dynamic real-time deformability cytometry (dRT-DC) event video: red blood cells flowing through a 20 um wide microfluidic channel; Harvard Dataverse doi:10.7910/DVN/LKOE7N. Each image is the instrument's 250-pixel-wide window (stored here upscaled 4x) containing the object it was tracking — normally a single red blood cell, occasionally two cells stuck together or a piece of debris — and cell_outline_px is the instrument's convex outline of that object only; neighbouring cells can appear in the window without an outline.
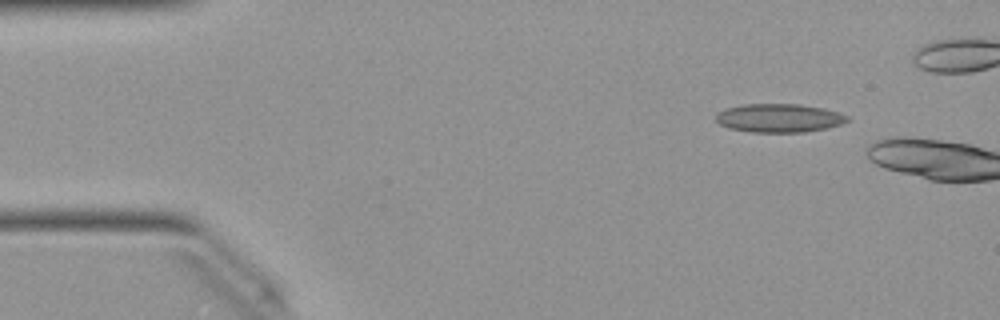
{"species": "Egyptian fruit bat (a non-hibernating species)", "species_latin": "Rousettus aegyptiacus", "temperature_condition": "warm", "stored_images_in_passage": 3, "camera_frame_rate_fps": 3000, "um_per_image_px": 0.085, "animal": {"sex": "female"}, "frame": {"image": 1, "passage_image": 1, "time_ms": 0.0, "image_size_px": [1000, 320], "cell_outline_px": [[848, 120], [840, 124], [824, 128], [804, 132], [752, 132], [728, 128], [720, 124], [716, 120], [716, 116], [724, 108], [744, 104], [800, 104], [824, 108], [848, 116]], "centroid_in_image_um": [66.19, 10.03], "position_along_channel_um": 18.8, "area_um2": 21.68}}